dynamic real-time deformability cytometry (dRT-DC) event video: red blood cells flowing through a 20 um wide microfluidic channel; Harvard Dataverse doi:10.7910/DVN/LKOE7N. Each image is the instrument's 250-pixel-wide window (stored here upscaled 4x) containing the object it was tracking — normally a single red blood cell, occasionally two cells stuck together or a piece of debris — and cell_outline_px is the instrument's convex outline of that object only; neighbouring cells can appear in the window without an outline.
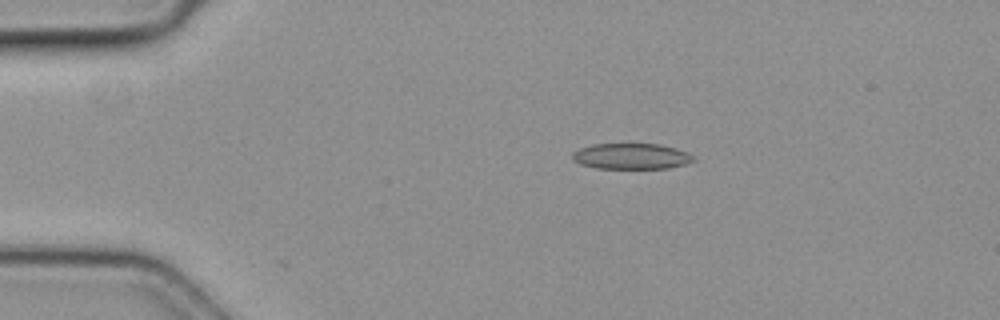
{"species": "common noctule bat (a hibernating species)", "species_latin": "Nyctalus noctula", "temperature_condition": "cold", "stored_images_in_passage": 4, "camera_frame_rate_fps": 3000, "um_per_image_px": 0.085, "animal": {"sex": "female", "body_mass_g": 19.3, "forearm_length_mm": 54.1}, "frame": {"image": 1, "passage_image": 3, "time_ms": 0.667, "image_size_px": [1000, 320], "cell_outline_px": [[696, 160], [684, 164], [668, 168], [596, 168], [580, 164], [572, 160], [572, 152], [580, 148], [592, 144], [660, 144], [676, 148], [688, 152], [696, 156]], "centroid_in_image_um": [53.67, 13.28], "position_along_channel_um": 31.3, "area_um2": 18.32}}